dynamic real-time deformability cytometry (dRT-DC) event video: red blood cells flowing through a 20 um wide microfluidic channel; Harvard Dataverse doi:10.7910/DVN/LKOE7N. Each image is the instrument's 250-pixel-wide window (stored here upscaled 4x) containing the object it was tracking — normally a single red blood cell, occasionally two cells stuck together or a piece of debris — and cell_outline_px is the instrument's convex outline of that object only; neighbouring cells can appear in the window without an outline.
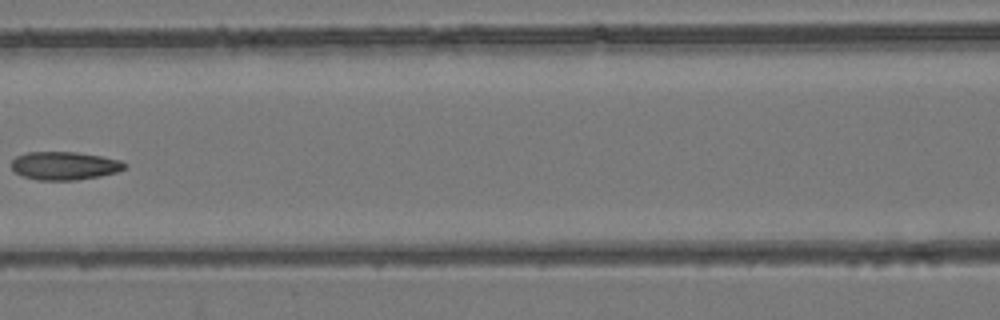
{"species": "common noctule bat (a hibernating species)", "species_latin": "Nyctalus noctula", "temperature_condition": "room temperature", "stored_images_in_passage": 7, "camera_frame_rate_fps": 3000, "um_per_image_px": 0.085, "animal": {"sex": "female", "body_mass_g": 24.6, "forearm_length_mm": 56.2}, "frame": {"image": 1, "passage_image": 7, "time_ms": 7.667, "image_size_px": [1000, 320], "cell_outline_px": [[128, 164], [124, 168], [116, 172], [100, 176], [76, 180], [36, 180], [24, 176], [16, 172], [12, 168], [12, 160], [16, 156], [28, 152], [76, 152], [100, 156], [120, 160]], "centroid_in_image_um": [5.48, 14.09], "position_along_channel_um": 161.1, "area_um2": 18.5}}